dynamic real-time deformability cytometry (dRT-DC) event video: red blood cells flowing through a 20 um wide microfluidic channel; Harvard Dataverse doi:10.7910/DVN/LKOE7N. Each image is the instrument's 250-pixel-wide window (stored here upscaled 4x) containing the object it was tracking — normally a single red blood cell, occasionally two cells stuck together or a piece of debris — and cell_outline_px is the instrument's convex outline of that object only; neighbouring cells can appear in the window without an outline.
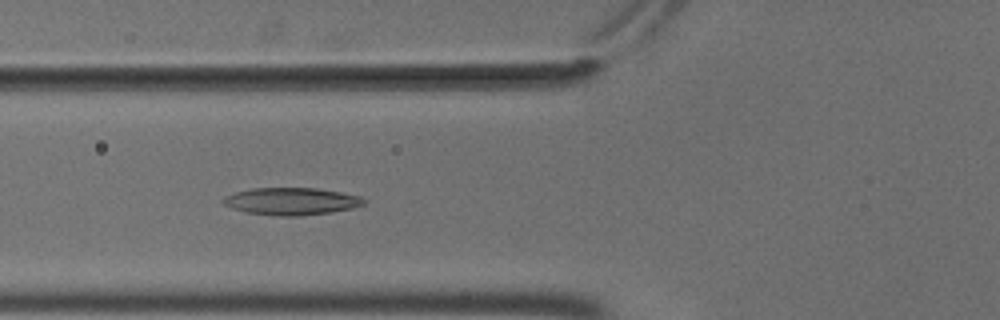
{"species": "common noctule bat (a hibernating species)", "species_latin": "Nyctalus noctula", "temperature_condition": "cold", "stored_images_in_passage": 55, "camera_frame_rate_fps": 3000, "um_per_image_px": 0.085, "animal": {"sex": "male", "body_mass_g": 18.8}, "frame": {"image": 1, "passage_image": 21, "time_ms": 6.667, "image_size_px": [1000, 320], "cell_outline_px": [[368, 200], [364, 204], [352, 208], [332, 212], [300, 216], [276, 216], [248, 212], [232, 208], [224, 204], [220, 200], [224, 196], [236, 192], [252, 188], [316, 188], [340, 192], [360, 196]], "centroid_in_image_um": [24.78, 17.11], "position_along_channel_um": 101.0, "area_um2": 22.43}}
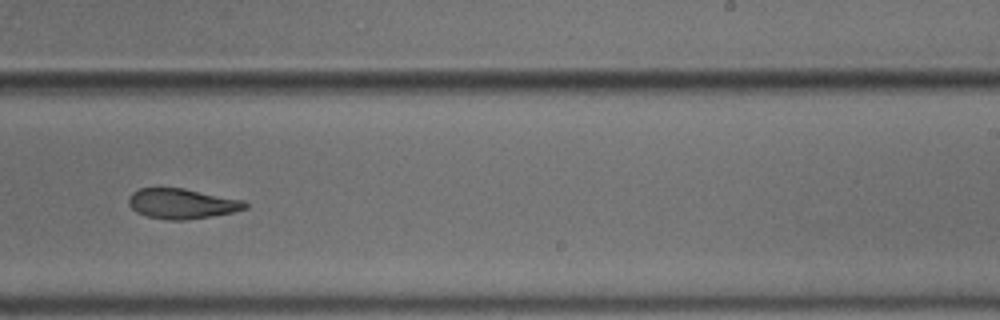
{"frame": {"image": 2, "passage_image": 35, "time_ms": 11.333, "image_size_px": [1000, 320], "cell_outline_px": [[248, 208], [232, 212], [212, 216], [184, 220], [168, 220], [148, 216], [136, 212], [128, 204], [128, 196], [132, 192], [140, 188], [184, 188], [244, 200], [248, 204]], "centroid_in_image_um": [15.46, 17.3], "position_along_channel_um": 273.5, "area_um2": 20.52}}
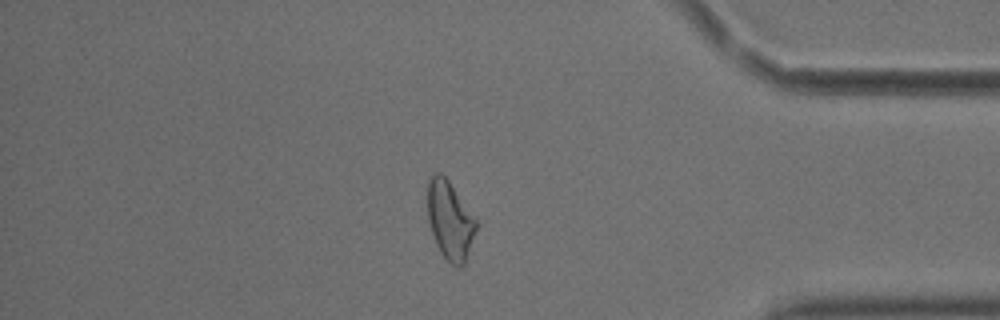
{"frame": {"image": 3, "passage_image": 47, "time_ms": 15.333, "image_size_px": [1000, 320], "cell_outline_px": [[480, 224], [464, 264], [460, 268], [456, 268], [440, 252], [436, 244], [428, 220], [428, 180], [436, 172], [440, 172], [448, 180]], "centroid_in_image_um": [38.28, 18.75], "position_along_channel_um": 396.9, "area_um2": 22.25}, "authors_computed_cell_mechanics": {"area_um2": 22.6576, "velocity_mm_per_s": 3.6775, "shape_relaxation_time_tau1_ms": null, "shape_relaxation_time_tau2_ms": 3.8608, "deformation_change_tau1": null, "deformation_change_tau2": 0.1078}}